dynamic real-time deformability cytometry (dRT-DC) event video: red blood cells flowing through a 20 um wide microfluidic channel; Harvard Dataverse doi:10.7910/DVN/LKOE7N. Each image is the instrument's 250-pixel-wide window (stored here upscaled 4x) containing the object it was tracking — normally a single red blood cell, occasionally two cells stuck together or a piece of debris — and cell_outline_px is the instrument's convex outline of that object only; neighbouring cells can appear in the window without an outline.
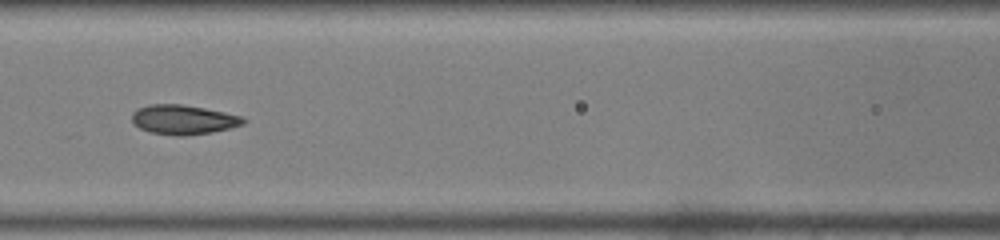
{"species": "common noctule bat (a hibernating species)", "species_latin": "Nyctalus noctula", "temperature_condition": "warm", "stored_images_in_passage": 36, "camera_frame_rate_fps": 3000, "um_per_image_px": 0.085, "animal": {"sex": "male", "body_mass_g": 19.0, "forearm_length_mm": 50.8}, "frame": {"image": 1, "passage_image": 11, "time_ms": 3.333, "image_size_px": [1000, 240], "cell_outline_px": [[248, 120], [244, 124], [212, 132], [184, 136], [176, 136], [152, 132], [140, 128], [132, 124], [132, 112], [136, 108], [148, 104], [180, 104], [204, 108], [244, 116]], "centroid_in_image_um": [15.57, 10.16], "position_along_channel_um": 151.0, "area_um2": 19.31}}
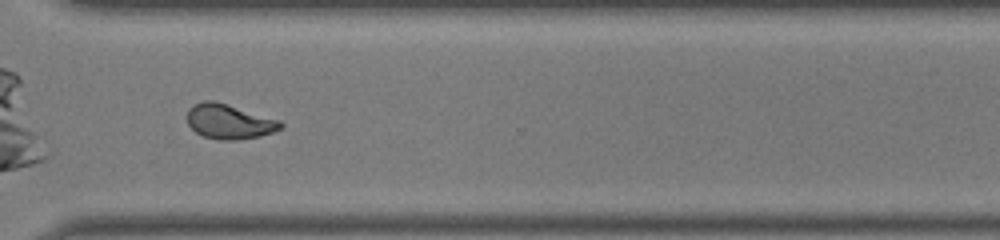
{"frame": {"image": 2, "passage_image": 26, "time_ms": 8.333, "image_size_px": [1000, 240], "cell_outline_px": [[284, 128], [260, 136], [240, 140], [220, 140], [204, 136], [196, 132], [188, 124], [188, 108], [192, 104], [204, 100], [212, 100], [280, 120], [284, 124]], "centroid_in_image_um": [19.49, 10.34], "position_along_channel_um": 351.1, "area_um2": 18.9}, "authors_computed_cell_mechanics": {"area_um2": 19.0451, "velocity_mm_per_s": 3.9995, "shape_relaxation_time_tau1_ms": 9.7924, "shape_relaxation_time_tau2_ms": 1.3858, "deformation_change_tau1": 0.2349, "deformation_change_tau2": 0.0574}}